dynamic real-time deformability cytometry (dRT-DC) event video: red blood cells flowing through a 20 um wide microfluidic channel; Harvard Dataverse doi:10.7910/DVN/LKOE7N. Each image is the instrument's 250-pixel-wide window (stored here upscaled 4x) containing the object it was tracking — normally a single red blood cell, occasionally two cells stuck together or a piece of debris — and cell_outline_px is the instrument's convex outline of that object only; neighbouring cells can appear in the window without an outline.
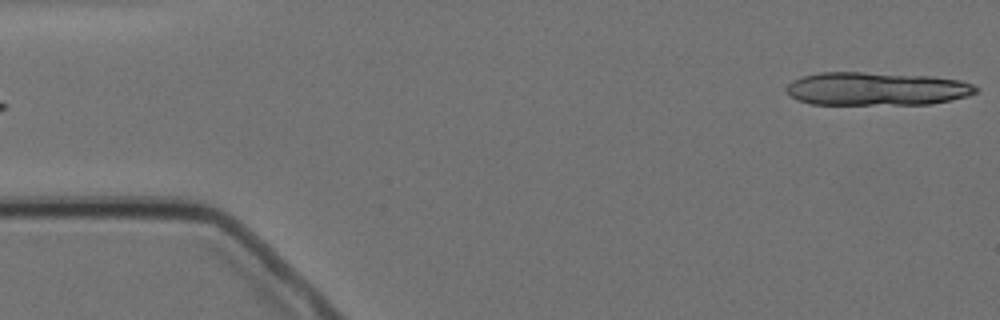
{"species": "Egyptian fruit bat (a non-hibernating species)", "species_latin": "Rousettus aegyptiacus", "temperature_condition": "cold", "stored_images_in_passage": 5, "segment_of_instrument_passage": [2, 2], "camera_frame_rate_fps": 3000, "um_per_image_px": 0.085, "animal": {"sex": "female"}, "frame": {"image": 1, "passage_image": 5, "time_ms": 4.667, "image_size_px": [1000, 320], "cell_outline_px": [[980, 88], [976, 92], [968, 96], [952, 100], [932, 104], [812, 104], [800, 100], [792, 96], [784, 88], [792, 80], [804, 76], [820, 72], [864, 72], [932, 76], [960, 80], [972, 84]], "centroid_in_image_um": [74.54, 7.54], "position_along_channel_um": 10.5, "area_um2": 36.82}}